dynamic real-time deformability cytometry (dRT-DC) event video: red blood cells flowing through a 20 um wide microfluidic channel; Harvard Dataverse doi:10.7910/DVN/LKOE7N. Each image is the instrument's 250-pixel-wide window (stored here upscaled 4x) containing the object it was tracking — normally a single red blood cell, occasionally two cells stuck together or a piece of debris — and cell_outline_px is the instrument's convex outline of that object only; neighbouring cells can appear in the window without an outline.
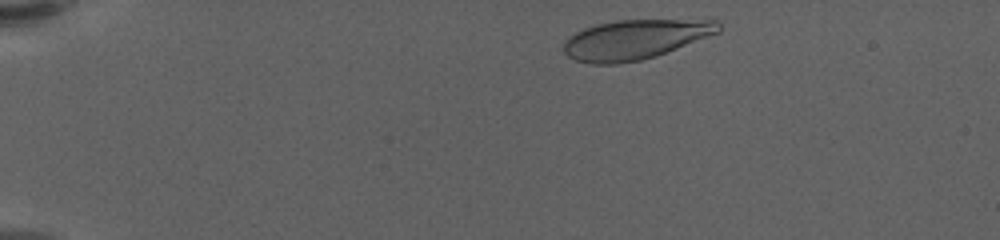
{"species": "human", "species_latin": "Homo sapiens", "temperature_condition": "warm", "stored_images_in_passage": 44, "camera_frame_rate_fps": 3000, "um_per_image_px": 0.085, "donor": {"sex": "female"}, "frame": {"image": 1, "passage_image": 3, "time_ms": 0.667, "image_size_px": [1000, 240], "cell_outline_px": [[720, 32], [656, 56], [640, 60], [616, 64], [592, 64], [576, 60], [568, 56], [564, 52], [564, 40], [568, 36], [584, 28], [596, 24], [616, 20], [716, 20], [720, 24]], "centroid_in_image_um": [53.95, 3.35], "position_along_channel_um": 31.0, "area_um2": 35.66}}
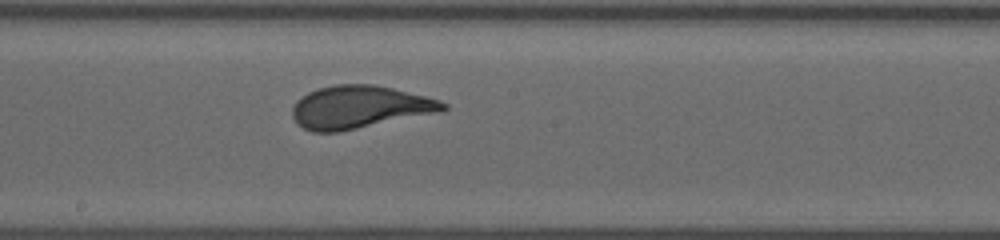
{"frame": {"image": 2, "passage_image": 26, "time_ms": 8.333, "image_size_px": [1000, 240], "cell_outline_px": [[448, 108], [432, 112], [356, 128], [336, 132], [312, 132], [296, 124], [292, 116], [292, 108], [296, 100], [308, 92], [316, 88], [336, 84], [372, 84], [392, 88], [440, 100], [448, 104]], "centroid_in_image_um": [30.44, 9.08], "position_along_channel_um": 217.8, "area_um2": 36.82}}
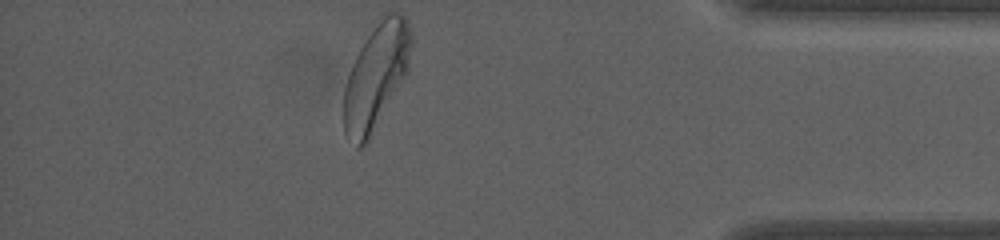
{"frame": {"image": 3, "passage_image": 44, "time_ms": 14.333, "image_size_px": [1000, 240], "cell_outline_px": [[412, 40], [408, 72], [368, 140], [360, 148], [356, 148], [344, 132], [344, 88], [352, 64], [360, 48], [368, 36], [380, 20], [388, 12], [396, 12], [404, 16], [408, 20], [412, 36]], "centroid_in_image_um": [31.98, 6.49], "position_along_channel_um": 403.2, "area_um2": 40.75}, "authors_computed_cell_mechanics": {"area_um2": 36.8475, "velocity_mm_per_s": 3.5839, "shape_relaxation_time_tau1_ms": 3.6926, "shape_relaxation_time_tau2_ms": null, "deformation_change_tau1": 0.1766, "deformation_change_tau2": null}}